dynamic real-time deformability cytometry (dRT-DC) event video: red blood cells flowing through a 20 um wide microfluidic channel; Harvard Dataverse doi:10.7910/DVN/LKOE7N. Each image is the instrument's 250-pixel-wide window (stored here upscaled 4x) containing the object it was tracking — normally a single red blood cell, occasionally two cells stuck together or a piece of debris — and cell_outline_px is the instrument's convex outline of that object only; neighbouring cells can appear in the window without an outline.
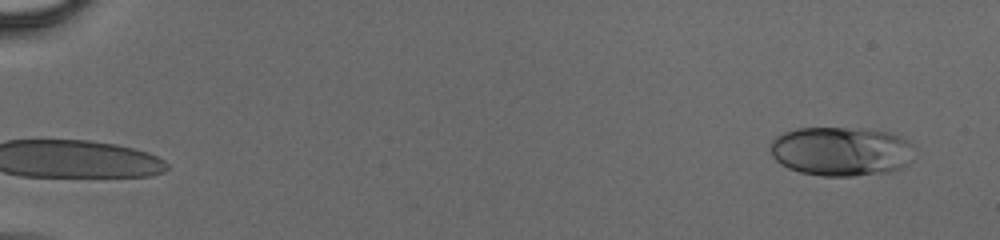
{"species": "human", "species_latin": "Homo sapiens", "temperature_condition": "cold", "stored_images_in_passage": 54, "camera_frame_rate_fps": 3000, "um_per_image_px": 0.085, "donor": {"sex": "male"}, "frame": {"image": 1, "passage_image": 1, "time_ms": 0.0, "image_size_px": [1000, 240], "cell_outline_px": [[912, 144], [908, 164], [892, 172], [852, 176], [824, 176], [800, 172], [788, 168], [780, 164], [772, 156], [772, 140], [776, 136], [784, 132], [796, 128], [844, 128], [888, 132], [900, 136], [908, 140]], "centroid_in_image_um": [71.47, 12.87], "position_along_channel_um": 13.5, "area_um2": 41.1}}
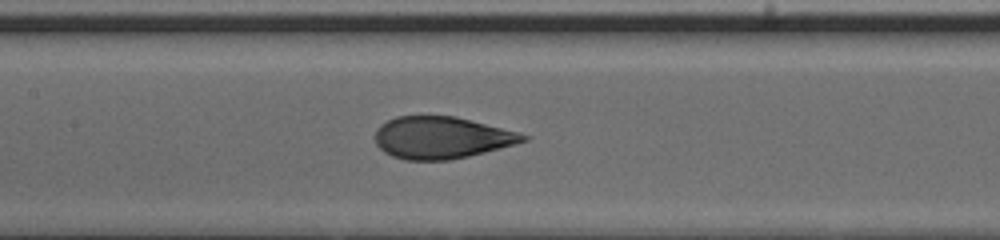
{"frame": {"image": 2, "passage_image": 27, "time_ms": 8.667, "image_size_px": [1000, 240], "cell_outline_px": [[528, 140], [516, 144], [468, 156], [448, 160], [404, 160], [392, 156], [384, 152], [376, 144], [376, 128], [380, 124], [396, 116], [456, 116], [520, 132], [528, 136]], "centroid_in_image_um": [37.53, 11.69], "position_along_channel_um": 169.9, "area_um2": 36.3}}
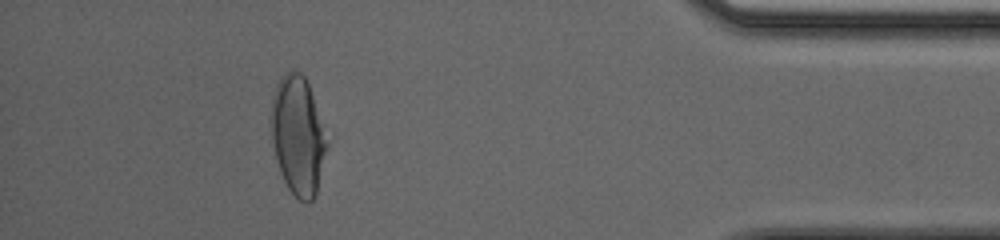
{"frame": {"image": 3, "passage_image": 49, "time_ms": 16.0, "image_size_px": [1000, 240], "cell_outline_px": [[328, 144], [316, 196], [308, 204], [300, 200], [288, 188], [280, 172], [276, 160], [272, 140], [272, 96], [276, 84], [292, 68], [300, 72], [304, 76], [308, 84]], "centroid_in_image_um": [25.32, 11.56], "position_along_channel_um": 409.9, "area_um2": 37.97}}